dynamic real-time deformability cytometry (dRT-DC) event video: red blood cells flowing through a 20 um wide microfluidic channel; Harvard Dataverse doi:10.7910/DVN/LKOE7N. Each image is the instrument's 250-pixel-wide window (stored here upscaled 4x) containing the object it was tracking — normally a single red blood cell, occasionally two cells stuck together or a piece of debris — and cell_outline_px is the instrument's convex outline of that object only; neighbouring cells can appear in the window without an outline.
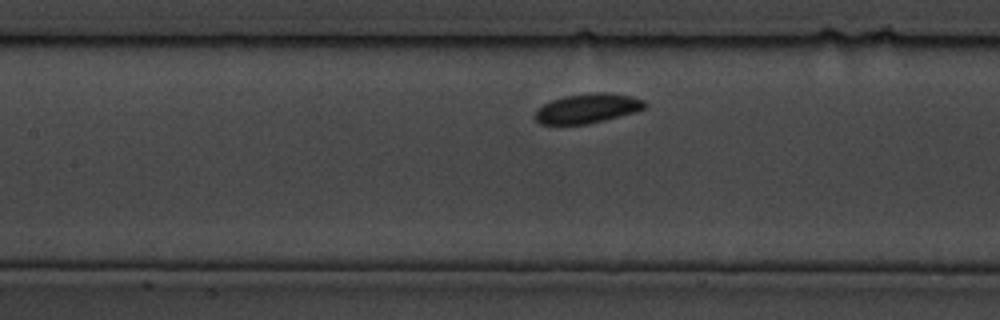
{"species": "common noctule bat (a hibernating species)", "species_latin": "Nyctalus noctula", "temperature_condition": "cold", "stored_images_in_passage": 69, "camera_frame_rate_fps": 3000, "um_per_image_px": 0.085, "animal": {"sex": "male", "body_mass_g": 19.5, "forearm_length_mm": 54.6}, "frame": {"image": 1, "passage_image": 23, "time_ms": 7.333, "image_size_px": [1000, 320], "cell_outline_px": [[644, 108], [632, 112], [604, 120], [588, 124], [540, 124], [536, 120], [536, 108], [552, 100], [564, 96], [596, 92], [604, 92], [632, 96], [644, 100]], "centroid_in_image_um": [49.89, 9.21], "position_along_channel_um": 157.5, "area_um2": 18.55}}
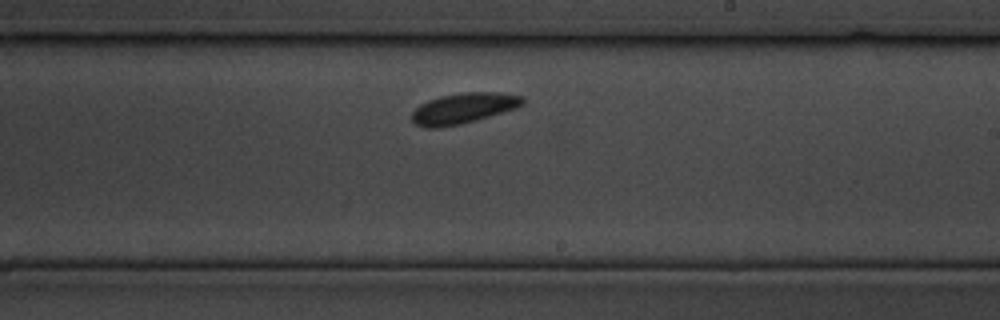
{"frame": {"image": 2, "passage_image": 39, "time_ms": 12.667, "image_size_px": [1000, 320], "cell_outline_px": [[524, 104], [516, 108], [476, 120], [460, 124], [440, 128], [424, 128], [412, 124], [412, 112], [420, 104], [428, 100], [440, 96], [468, 92], [496, 92], [524, 96]], "centroid_in_image_um": [39.36, 9.21], "position_along_channel_um": 249.6, "area_um2": 19.83}}
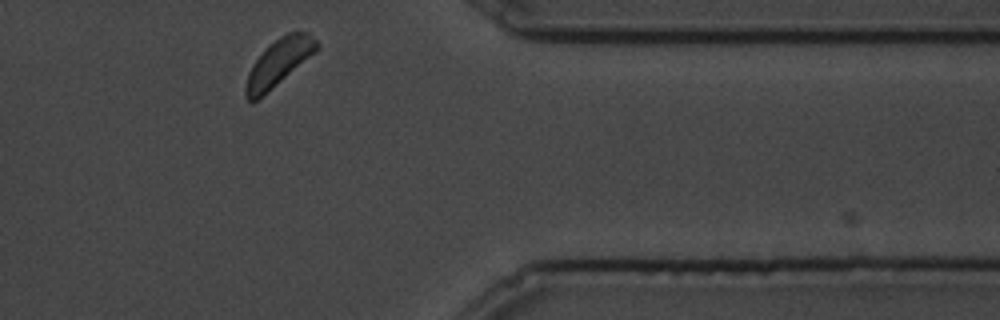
{"frame": {"image": 3, "passage_image": 65, "time_ms": 21.333, "image_size_px": [1000, 320], "cell_outline_px": [[320, 48], [316, 52], [256, 100], [248, 100], [244, 96], [244, 88], [248, 72], [252, 64], [264, 48], [280, 36], [288, 32], [308, 32], [320, 44]], "centroid_in_image_um": [23.68, 5.28], "position_along_channel_um": 387.7, "area_um2": 19.13}}